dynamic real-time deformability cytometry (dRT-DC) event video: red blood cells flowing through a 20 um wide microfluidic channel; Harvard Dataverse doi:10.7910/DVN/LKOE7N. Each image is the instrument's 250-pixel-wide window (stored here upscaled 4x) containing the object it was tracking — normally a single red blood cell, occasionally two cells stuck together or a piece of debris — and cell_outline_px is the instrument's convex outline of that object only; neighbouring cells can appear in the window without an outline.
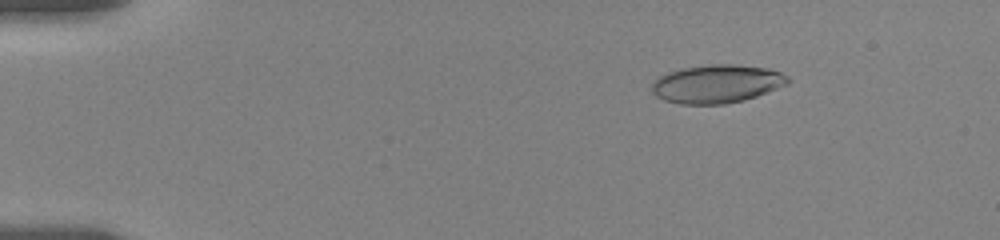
{"species": "human", "species_latin": "Homo sapiens", "temperature_condition": "room temperature", "stored_images_in_passage": 10, "camera_frame_rate_fps": 3000, "um_per_image_px": 0.085, "donor": {"sex": "female"}, "frame": {"image": 1, "passage_image": 4, "time_ms": 2.333, "image_size_px": [1000, 240], "cell_outline_px": [[788, 84], [756, 96], [744, 100], [724, 104], [680, 104], [664, 100], [656, 96], [652, 92], [652, 84], [660, 76], [668, 72], [680, 68], [712, 64], [732, 64], [768, 68], [780, 72], [788, 76]], "centroid_in_image_um": [60.92, 7.13], "position_along_channel_um": 24.1, "area_um2": 30.29}}
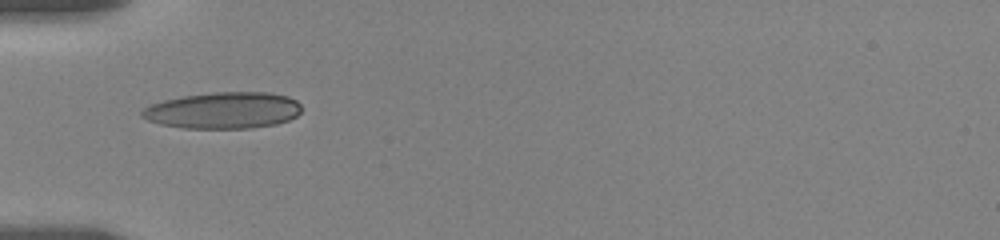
{"frame": {"image": 2, "passage_image": 9, "time_ms": 6.0, "image_size_px": [1000, 240], "cell_outline_px": [[300, 112], [296, 116], [288, 120], [276, 124], [252, 128], [184, 128], [160, 124], [148, 120], [140, 116], [140, 112], [148, 104], [164, 100], [184, 96], [212, 92], [272, 92], [288, 96], [296, 100], [300, 104]], "centroid_in_image_um": [18.97, 9.37], "position_along_channel_um": 66.0, "area_um2": 34.1}}